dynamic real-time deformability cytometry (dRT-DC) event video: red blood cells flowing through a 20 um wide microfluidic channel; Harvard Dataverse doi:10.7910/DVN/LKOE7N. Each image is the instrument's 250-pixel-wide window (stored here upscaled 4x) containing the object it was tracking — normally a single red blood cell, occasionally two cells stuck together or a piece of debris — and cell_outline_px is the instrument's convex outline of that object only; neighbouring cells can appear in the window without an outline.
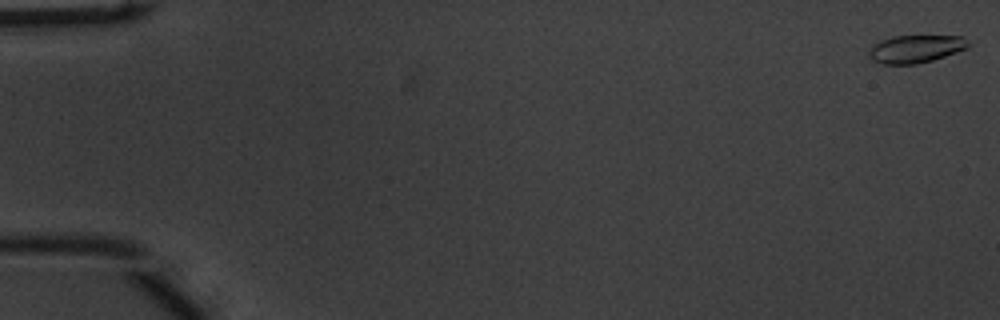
{"species": "common noctule bat (a hibernating species)", "species_latin": "Nyctalus noctula", "temperature_condition": "warm", "stored_images_in_passage": 55, "camera_frame_rate_fps": 3000, "um_per_image_px": 0.085, "animal": {"sex": "male", "body_mass_g": 20.1, "forearm_length_mm": 53.5}, "frame": {"image": 1, "passage_image": 1, "time_ms": 0.0, "image_size_px": [1000, 320], "cell_outline_px": [[968, 48], [932, 60], [916, 64], [884, 64], [872, 60], [868, 56], [868, 52], [872, 44], [880, 40], [892, 36], [964, 36], [968, 44]], "centroid_in_image_um": [77.78, 4.15], "position_along_channel_um": 7.2, "area_um2": 16.07}}
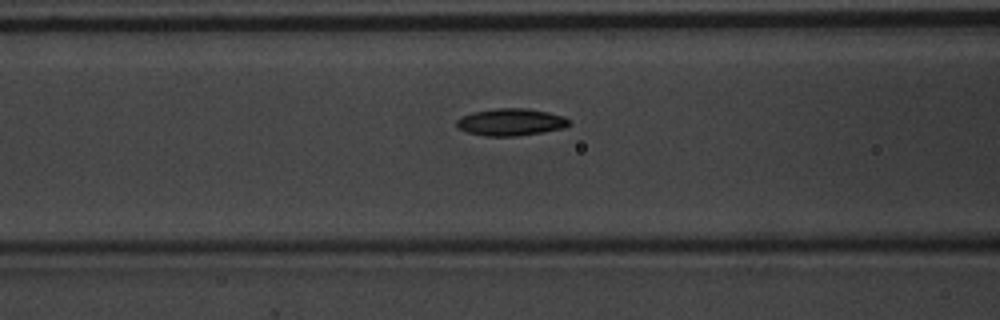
{"frame": {"image": 2, "passage_image": 23, "time_ms": 7.333, "image_size_px": [1000, 320], "cell_outline_px": [[568, 124], [564, 128], [544, 132], [516, 136], [484, 136], [468, 132], [456, 128], [456, 120], [472, 112], [496, 108], [528, 108], [548, 112], [564, 116], [568, 120]], "centroid_in_image_um": [43.4, 10.38], "position_along_channel_um": 123.2, "area_um2": 17.8}}
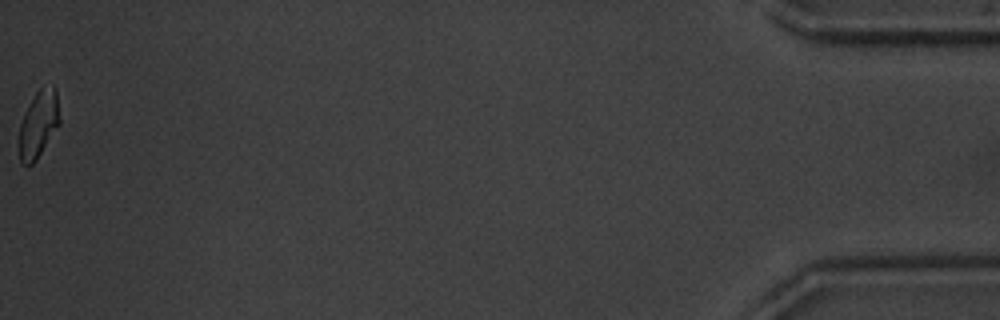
{"frame": {"image": 3, "passage_image": 55, "time_ms": 18.0, "image_size_px": [1000, 320], "cell_outline_px": [[60, 124], [36, 160], [32, 164], [24, 164], [20, 160], [20, 124], [36, 92], [40, 88], [56, 88], [60, 116]], "centroid_in_image_um": [3.31, 10.57], "position_along_channel_um": 431.9, "area_um2": 15.26}, "authors_computed_cell_mechanics": {"area_um2": 16.8198, "velocity_mm_per_s": 3.772, "shape_relaxation_time_tau1_ms": 2.8547, "shape_relaxation_time_tau2_ms": 5.0513, "deformation_change_tau1": 0.1118, "deformation_change_tau2": 0.0937}}